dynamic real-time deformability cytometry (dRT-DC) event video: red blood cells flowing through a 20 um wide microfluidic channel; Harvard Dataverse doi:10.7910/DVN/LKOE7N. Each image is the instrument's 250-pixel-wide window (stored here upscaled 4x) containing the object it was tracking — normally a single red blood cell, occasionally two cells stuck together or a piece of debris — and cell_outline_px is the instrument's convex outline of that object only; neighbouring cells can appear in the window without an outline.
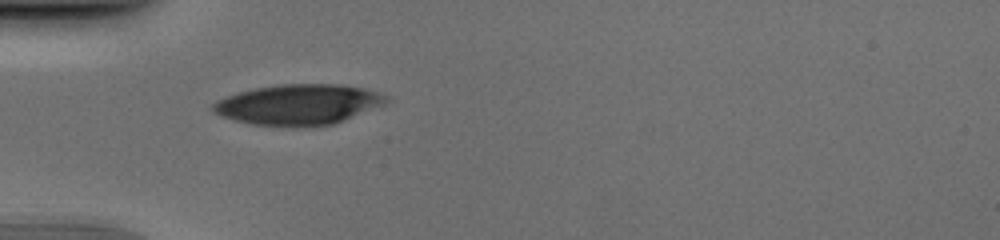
{"species": "human", "species_latin": "Homo sapiens", "temperature_condition": "cold", "stored_images_in_passage": 36, "camera_frame_rate_fps": 3000, "um_per_image_px": 0.085, "donor": {"sex": "male"}, "frame": {"image": 1, "passage_image": 1, "time_ms": 0.0, "image_size_px": [1000, 240], "cell_outline_px": [[392, 100], [388, 104], [332, 124], [296, 128], [252, 124], [220, 116], [212, 112], [212, 104], [216, 100], [236, 92], [256, 88], [280, 84], [340, 84], [364, 88], [380, 92], [388, 96]], "centroid_in_image_um": [25.4, 8.89], "position_along_channel_um": 59.6, "area_um2": 41.5}}
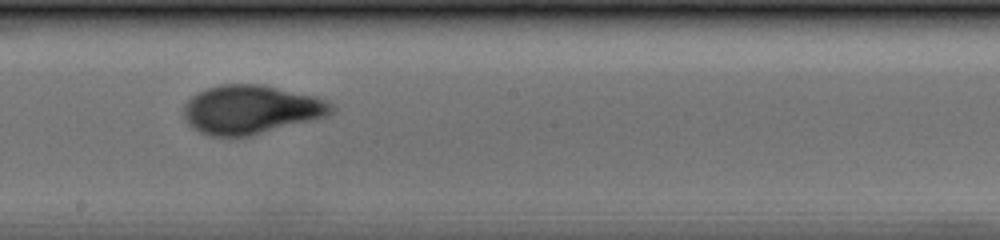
{"frame": {"image": 2, "passage_image": 14, "time_ms": 4.333, "image_size_px": [1000, 240], "cell_outline_px": [[336, 112], [328, 116], [252, 136], [208, 136], [192, 128], [184, 120], [180, 112], [184, 104], [196, 92], [204, 88], [220, 84], [264, 84], [316, 96], [332, 104], [336, 108]], "centroid_in_image_um": [21.31, 9.31], "position_along_channel_um": 226.9, "area_um2": 42.89}}
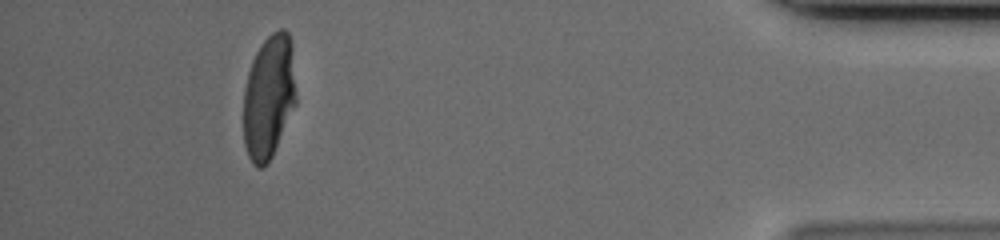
{"frame": {"image": 3, "passage_image": 32, "time_ms": 10.333, "image_size_px": [1000, 240], "cell_outline_px": [[296, 104], [272, 156], [268, 164], [260, 168], [252, 164], [248, 156], [244, 144], [244, 88], [248, 72], [252, 60], [256, 52], [264, 40], [272, 32], [280, 28], [284, 28], [288, 32], [292, 44], [296, 92]], "centroid_in_image_um": [22.85, 8.22], "position_along_channel_um": 412.3, "area_um2": 38.26}}